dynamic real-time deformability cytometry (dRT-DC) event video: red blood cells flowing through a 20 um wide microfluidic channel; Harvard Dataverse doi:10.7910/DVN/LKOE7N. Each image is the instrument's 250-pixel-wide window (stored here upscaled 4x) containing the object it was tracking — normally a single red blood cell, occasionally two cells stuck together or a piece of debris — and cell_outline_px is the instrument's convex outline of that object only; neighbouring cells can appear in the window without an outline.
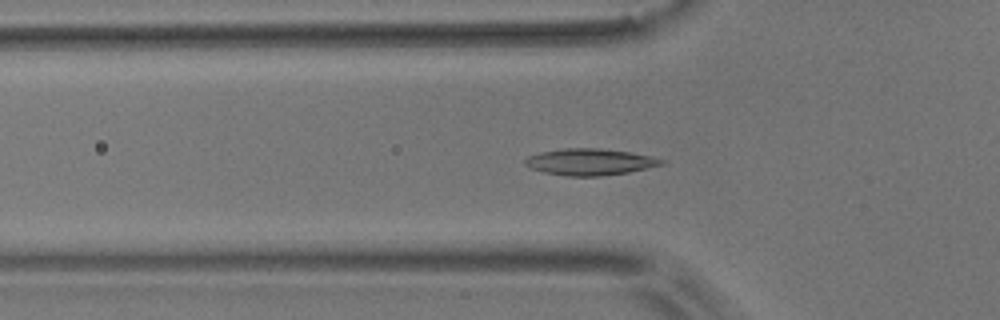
{"species": "common noctule bat (a hibernating species)", "species_latin": "Nyctalus noctula", "temperature_condition": "room temperature", "stored_images_in_passage": 56, "camera_frame_rate_fps": 3000, "um_per_image_px": 0.085, "animal": {"sex": "male", "body_mass_g": 17.9}, "frame": {"image": 1, "passage_image": 18, "time_ms": 5.667, "image_size_px": [1000, 320], "cell_outline_px": [[668, 160], [664, 164], [628, 172], [600, 176], [564, 176], [544, 172], [532, 168], [524, 164], [524, 160], [528, 156], [540, 152], [564, 148], [600, 148], [628, 152], [652, 156]], "centroid_in_image_um": [50.15, 13.76], "position_along_channel_um": 75.6, "area_um2": 21.1}}
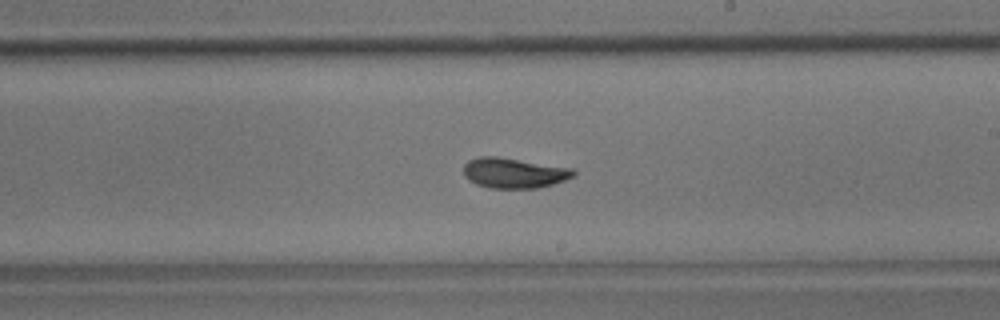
{"frame": {"image": 2, "passage_image": 32, "time_ms": 10.333, "image_size_px": [1000, 320], "cell_outline_px": [[576, 176], [552, 184], [536, 188], [488, 188], [476, 184], [468, 180], [464, 176], [464, 164], [468, 160], [480, 156], [496, 156], [572, 168], [576, 172]], "centroid_in_image_um": [43.66, 14.7], "position_along_channel_um": 245.3, "area_um2": 19.42}}
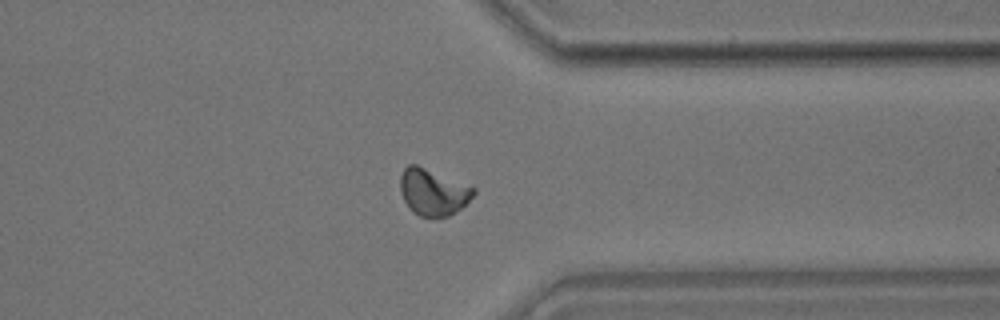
{"frame": {"image": 3, "passage_image": 43, "time_ms": 14.0, "image_size_px": [1000, 320], "cell_outline_px": [[476, 192], [460, 208], [448, 216], [420, 216], [408, 208], [400, 192], [400, 176], [404, 168], [408, 164], [416, 164], [476, 188]], "centroid_in_image_um": [36.77, 16.31], "position_along_channel_um": 374.6, "area_um2": 19.59}, "authors_computed_cell_mechanics": {"area_um2": 19.3341, "velocity_mm_per_s": 3.6249, "shape_relaxation_time_tau1_ms": 4.3181, "shape_relaxation_time_tau2_ms": 1.9829, "deformation_change_tau1": 0.1286, "deformation_change_tau2": 0.057}}